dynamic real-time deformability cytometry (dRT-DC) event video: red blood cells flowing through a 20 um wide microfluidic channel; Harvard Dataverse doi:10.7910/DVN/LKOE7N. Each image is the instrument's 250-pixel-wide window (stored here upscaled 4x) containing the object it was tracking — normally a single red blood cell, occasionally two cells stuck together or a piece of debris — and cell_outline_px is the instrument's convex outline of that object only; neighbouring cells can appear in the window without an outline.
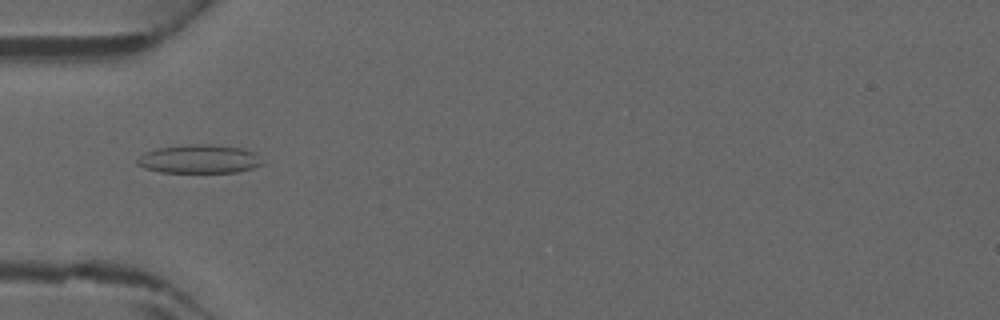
{"species": "common noctule bat (a hibernating species)", "species_latin": "Nyctalus noctula", "temperature_condition": "warm", "stored_images_in_passage": 45, "camera_frame_rate_fps": 3000, "um_per_image_px": 0.085, "animal": {"sex": "male", "forearm_length_mm": 52.5}, "frame": {"image": 1, "passage_image": 15, "time_ms": 4.667, "image_size_px": [1000, 320], "cell_outline_px": [[264, 164], [252, 168], [236, 172], [160, 172], [144, 168], [136, 164], [136, 160], [144, 152], [156, 148], [188, 144], [212, 144], [240, 148], [256, 152]], "centroid_in_image_um": [16.92, 13.51], "position_along_channel_um": 68.1, "area_um2": 20.98}}
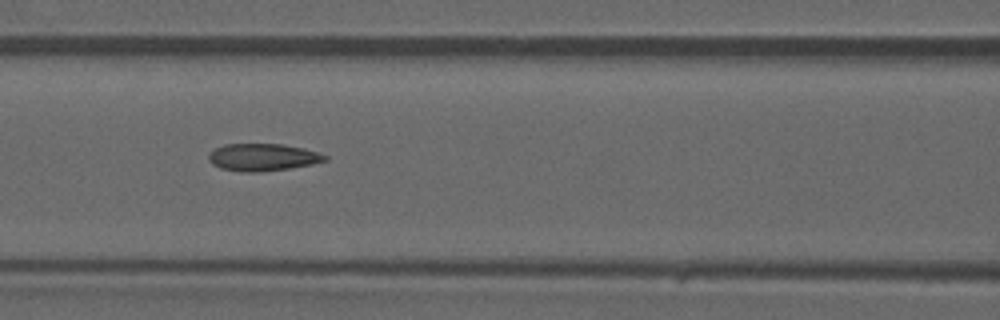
{"frame": {"image": 2, "passage_image": 20, "time_ms": 6.333, "image_size_px": [1000, 320], "cell_outline_px": [[328, 160], [312, 164], [288, 168], [256, 172], [244, 172], [220, 168], [212, 164], [208, 160], [208, 156], [216, 148], [224, 144], [280, 144], [304, 148], [328, 156]], "centroid_in_image_um": [22.33, 13.36], "position_along_channel_um": 144.3, "area_um2": 18.32}}
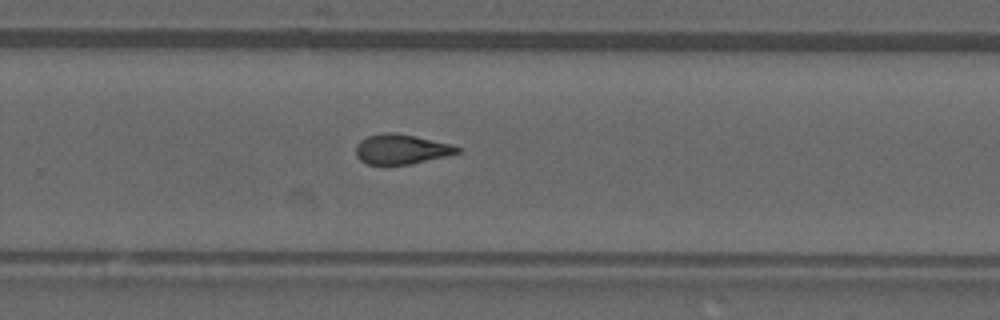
{"frame": {"image": 3, "passage_image": 30, "time_ms": 9.667, "image_size_px": [1000, 320], "cell_outline_px": [[460, 152], [448, 156], [408, 164], [368, 164], [360, 160], [356, 156], [356, 144], [360, 140], [368, 136], [384, 132], [392, 132], [416, 136], [452, 144], [460, 148]], "centroid_in_image_um": [34.11, 12.67], "position_along_channel_um": 295.7, "area_um2": 17.63}}